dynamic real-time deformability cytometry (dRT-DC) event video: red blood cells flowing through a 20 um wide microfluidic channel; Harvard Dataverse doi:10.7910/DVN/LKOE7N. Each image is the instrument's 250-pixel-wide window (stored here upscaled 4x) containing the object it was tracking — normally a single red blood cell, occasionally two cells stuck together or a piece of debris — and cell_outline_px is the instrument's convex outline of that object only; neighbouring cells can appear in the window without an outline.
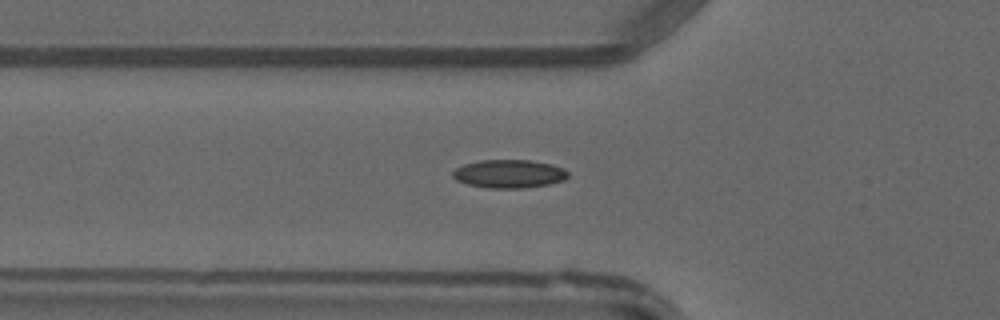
{"species": "common noctule bat (a hibernating species)", "species_latin": "Nyctalus noctula", "temperature_condition": "warm", "stored_images_in_passage": 37, "camera_frame_rate_fps": 3000, "um_per_image_px": 0.085, "animal": {"sex": "male", "forearm_length_mm": 52.5}, "frame": {"image": 1, "passage_image": 6, "time_ms": 1.667, "image_size_px": [1000, 320], "cell_outline_px": [[568, 176], [564, 180], [548, 184], [524, 188], [488, 188], [464, 184], [456, 180], [452, 176], [452, 172], [456, 168], [464, 164], [480, 160], [532, 160], [552, 164], [564, 168], [568, 172]], "centroid_in_image_um": [43.26, 14.77], "position_along_channel_um": 82.5, "area_um2": 19.19}}
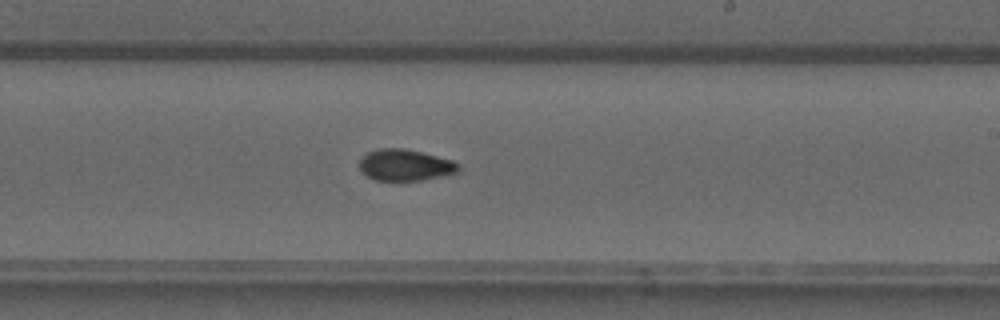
{"frame": {"image": 2, "passage_image": 18, "time_ms": 5.667, "image_size_px": [1000, 320], "cell_outline_px": [[460, 168], [456, 172], [420, 180], [372, 180], [360, 168], [360, 160], [368, 152], [380, 148], [404, 148], [452, 160], [460, 164]], "centroid_in_image_um": [34.43, 14.02], "position_along_channel_um": 254.6, "area_um2": 17.74}}
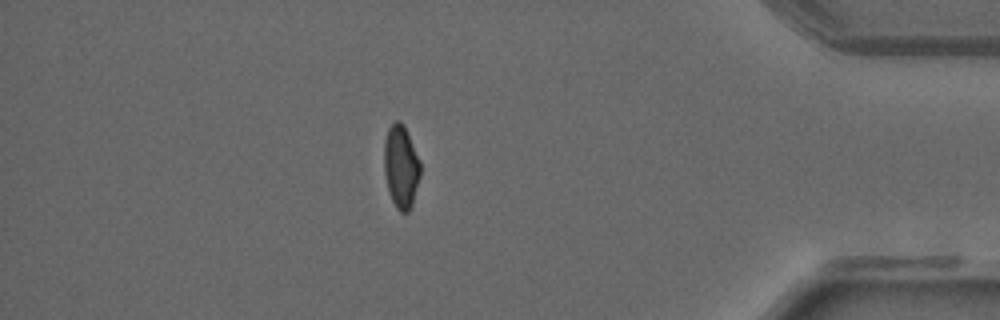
{"frame": {"image": 3, "passage_image": 31, "time_ms": 10.0, "image_size_px": [1000, 320], "cell_outline_px": [[420, 176], [412, 204], [408, 212], [400, 212], [396, 208], [392, 200], [388, 188], [384, 172], [384, 140], [388, 128], [396, 120], [400, 120], [404, 124], [420, 160]], "centroid_in_image_um": [34.08, 14.13], "position_along_channel_um": 401.1, "area_um2": 17.57}}